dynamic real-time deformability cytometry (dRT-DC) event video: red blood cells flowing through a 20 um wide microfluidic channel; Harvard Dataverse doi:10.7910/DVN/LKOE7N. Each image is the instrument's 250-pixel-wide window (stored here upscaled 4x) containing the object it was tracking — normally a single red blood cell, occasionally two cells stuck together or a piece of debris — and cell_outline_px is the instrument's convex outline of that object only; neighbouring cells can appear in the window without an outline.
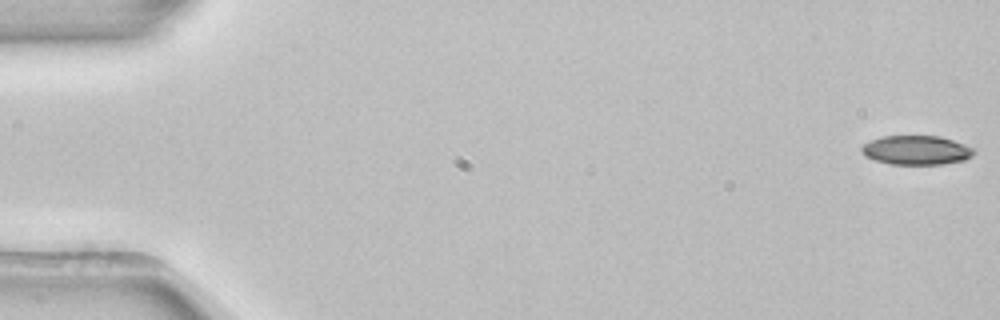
{"species": "common noctule bat (a hibernating species)", "species_latin": "Nyctalus noctula", "temperature_condition": "room temperature", "stored_images_in_passage": 53, "camera_frame_rate_fps": 3000, "um_per_image_px": 0.085, "animal": {"sex": "female", "body_mass_g": 22.7, "forearm_length_mm": 54.2}, "frame": {"image": 1, "passage_image": 1, "time_ms": 0.0, "image_size_px": [1000, 320], "cell_outline_px": [[976, 152], [972, 156], [964, 160], [944, 164], [888, 164], [864, 156], [860, 148], [864, 144], [872, 140], [884, 136], [940, 136], [964, 144], [972, 148]], "centroid_in_image_um": [77.89, 12.77], "position_along_channel_um": 7.1, "area_um2": 19.02}}
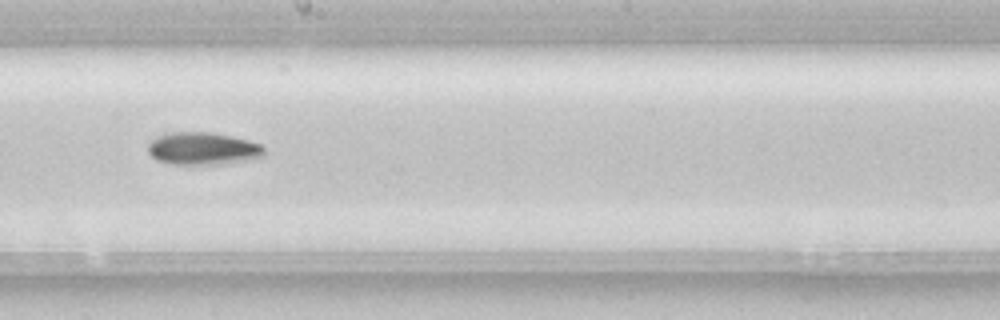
{"frame": {"image": 2, "passage_image": 30, "time_ms": 9.667, "image_size_px": [1000, 320], "cell_outline_px": [[264, 156], [248, 160], [220, 164], [172, 164], [156, 160], [148, 152], [148, 144], [156, 136], [172, 132], [208, 132], [248, 140], [260, 144], [264, 148]], "centroid_in_image_um": [17.22, 12.63], "position_along_channel_um": 231.0, "area_um2": 21.91}}
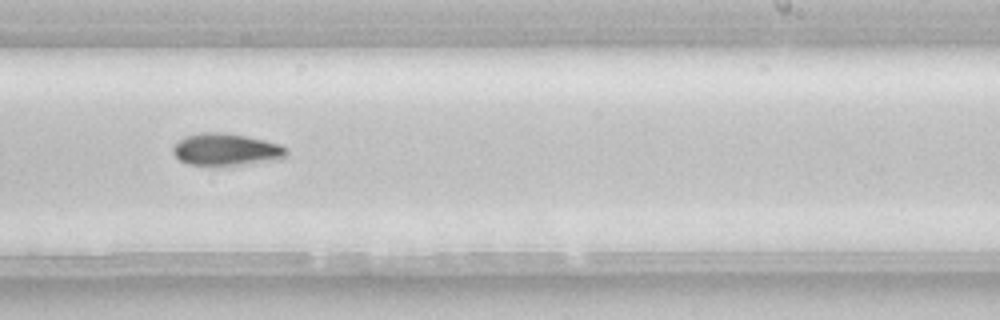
{"frame": {"image": 3, "passage_image": 33, "time_ms": 10.667, "image_size_px": [1000, 320], "cell_outline_px": [[288, 156], [280, 160], [248, 164], [188, 164], [180, 160], [172, 152], [172, 148], [184, 136], [200, 132], [224, 132], [264, 140], [280, 144], [288, 148]], "centroid_in_image_um": [19.28, 12.7], "position_along_channel_um": 269.7, "area_um2": 21.21}, "authors_computed_cell_mechanics": {"area_um2": 20.808, "velocity_mm_per_s": 3.9168, "shape_relaxation_time_tau1_ms": 6.7482, "shape_relaxation_time_tau2_ms": null, "deformation_change_tau1": 0.1401, "deformation_change_tau2": null}}